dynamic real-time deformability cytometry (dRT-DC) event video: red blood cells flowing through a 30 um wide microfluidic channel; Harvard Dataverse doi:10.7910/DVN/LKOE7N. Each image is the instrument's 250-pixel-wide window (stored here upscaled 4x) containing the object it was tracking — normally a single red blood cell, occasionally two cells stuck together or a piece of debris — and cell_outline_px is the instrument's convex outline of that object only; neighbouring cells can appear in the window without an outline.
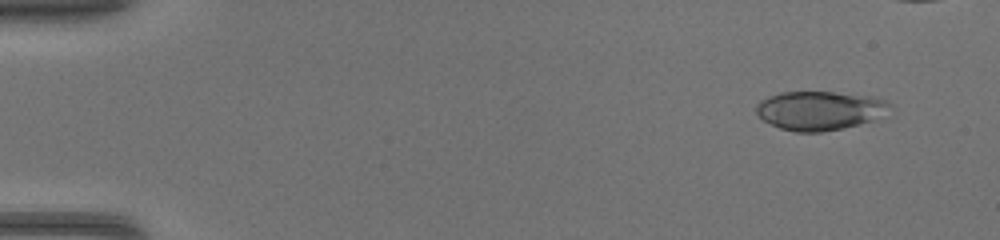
{"species": "common noctule bat (a hibernating species)", "species_latin": "Nyctalus noctula", "temperature_condition": "warm", "stored_images_in_passage": 41, "camera_frame_rate_fps": 3000, "um_per_image_px": 0.085, "animal": {"sex": "female", "body_mass_g": 17.0, "forearm_length_mm": 48.0}, "frame": {"image": 1, "passage_image": 4, "time_ms": 1.0, "image_size_px": [1000, 240], "cell_outline_px": [[896, 108], [872, 120], [844, 128], [820, 132], [796, 132], [780, 128], [764, 120], [756, 112], [756, 104], [760, 100], [768, 96], [780, 92], [832, 92], [872, 96], [884, 100], [892, 104]], "centroid_in_image_um": [69.7, 9.39], "position_along_channel_um": 15.3, "area_um2": 30.4}}